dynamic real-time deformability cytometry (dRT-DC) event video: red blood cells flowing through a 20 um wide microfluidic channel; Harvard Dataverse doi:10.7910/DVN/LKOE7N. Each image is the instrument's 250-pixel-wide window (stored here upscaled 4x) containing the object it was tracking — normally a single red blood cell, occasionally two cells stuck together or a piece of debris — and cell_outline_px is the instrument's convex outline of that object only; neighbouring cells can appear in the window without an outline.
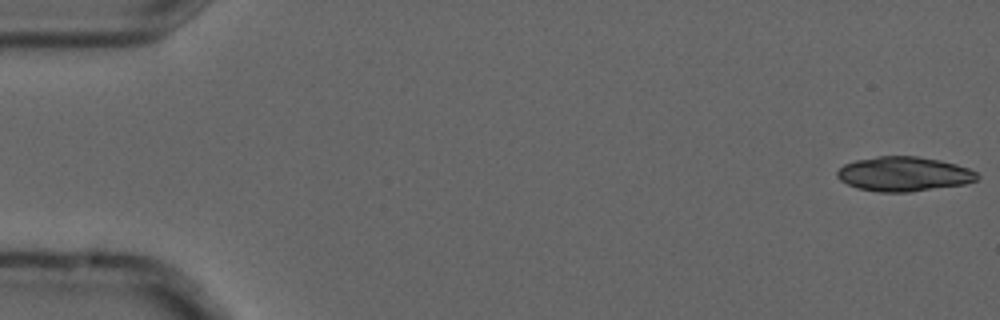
{"species": "common noctule bat (a hibernating species)", "species_latin": "Nyctalus noctula", "temperature_condition": "cold", "stored_images_in_passage": 4, "camera_frame_rate_fps": 3000, "um_per_image_px": 0.085, "animal": {"sex": "male", "forearm_length_mm": 52.5}, "frame": {"image": 1, "passage_image": 1, "time_ms": 0.0, "image_size_px": [1000, 320], "cell_outline_px": [[980, 176], [976, 180], [964, 184], [912, 192], [880, 192], [856, 188], [840, 180], [836, 176], [836, 172], [844, 164], [856, 160], [876, 156], [916, 156], [940, 160], [956, 164], [968, 168], [976, 172]], "centroid_in_image_um": [76.81, 14.79], "position_along_channel_um": 8.2, "area_um2": 28.26}}